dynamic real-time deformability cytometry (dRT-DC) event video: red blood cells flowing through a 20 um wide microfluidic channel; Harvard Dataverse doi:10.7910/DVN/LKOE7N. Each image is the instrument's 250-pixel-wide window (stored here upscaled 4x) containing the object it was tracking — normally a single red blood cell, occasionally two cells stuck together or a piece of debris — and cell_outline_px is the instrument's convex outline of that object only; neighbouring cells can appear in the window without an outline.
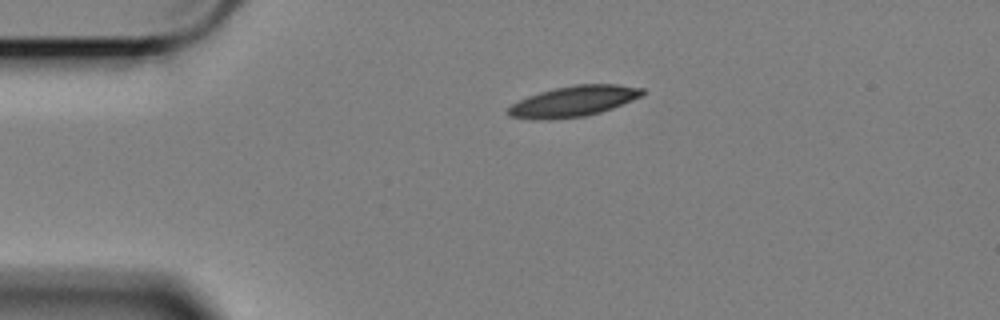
{"species": "Egyptian fruit bat (a non-hibernating species)", "species_latin": "Rousettus aegyptiacus", "temperature_condition": "cold", "stored_images_in_passage": 47, "camera_frame_rate_fps": 3000, "um_per_image_px": 0.085, "animal": {"sex": "female"}, "frame": {"image": 1, "passage_image": 1, "time_ms": 0.0, "image_size_px": [1000, 320], "cell_outline_px": [[644, 92], [640, 96], [632, 100], [612, 108], [600, 112], [584, 116], [552, 120], [532, 120], [508, 116], [508, 108], [512, 104], [528, 96], [540, 92], [556, 88], [576, 84], [616, 84], [644, 88]], "centroid_in_image_um": [48.72, 8.62], "position_along_channel_um": 36.3, "area_um2": 23.93}}
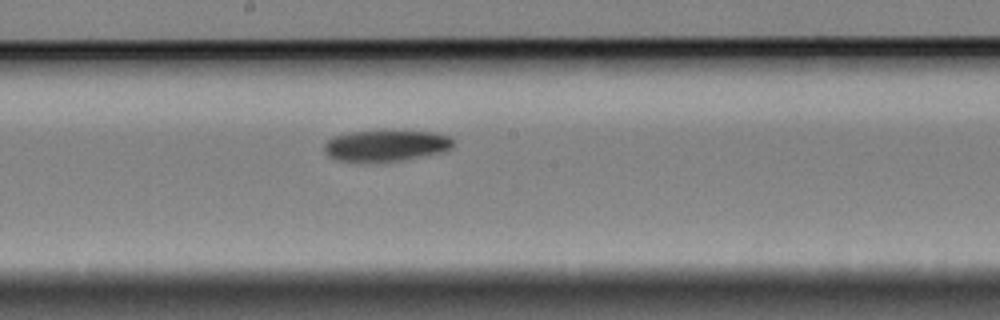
{"frame": {"image": 2, "passage_image": 20, "time_ms": 6.333, "image_size_px": [1000, 320], "cell_outline_px": [[452, 148], [444, 152], [400, 160], [336, 160], [328, 156], [324, 152], [324, 144], [332, 136], [348, 132], [384, 128], [432, 132], [448, 136], [452, 140]], "centroid_in_image_um": [32.79, 12.31], "position_along_channel_um": 215.4, "area_um2": 23.87}}
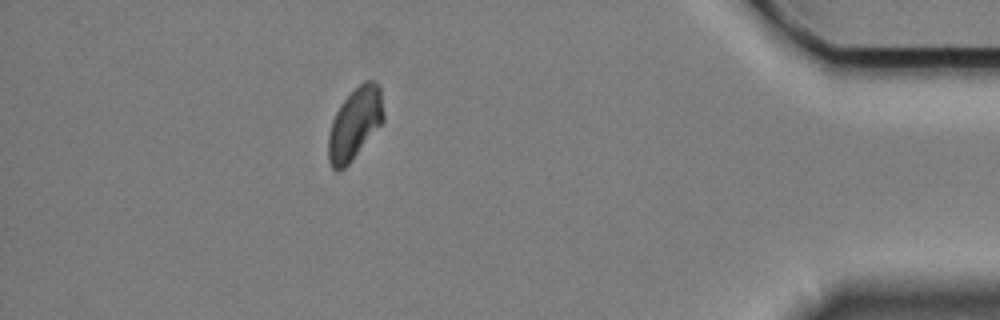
{"frame": {"image": 3, "passage_image": 41, "time_ms": 13.333, "image_size_px": [1000, 320], "cell_outline_px": [[384, 120], [348, 164], [340, 172], [336, 172], [332, 168], [328, 160], [328, 132], [332, 120], [340, 104], [364, 80], [376, 80], [380, 84], [384, 112]], "centroid_in_image_um": [30.15, 10.5], "position_along_channel_um": 405.0, "area_um2": 23.06}, "authors_computed_cell_mechanics": {"area_um2": 24.0448, "velocity_mm_per_s": 3.3681, "shape_relaxation_time_tau1_ms": 6.5363, "shape_relaxation_time_tau2_ms": null, "deformation_change_tau1": 0.1152, "deformation_change_tau2": null}}